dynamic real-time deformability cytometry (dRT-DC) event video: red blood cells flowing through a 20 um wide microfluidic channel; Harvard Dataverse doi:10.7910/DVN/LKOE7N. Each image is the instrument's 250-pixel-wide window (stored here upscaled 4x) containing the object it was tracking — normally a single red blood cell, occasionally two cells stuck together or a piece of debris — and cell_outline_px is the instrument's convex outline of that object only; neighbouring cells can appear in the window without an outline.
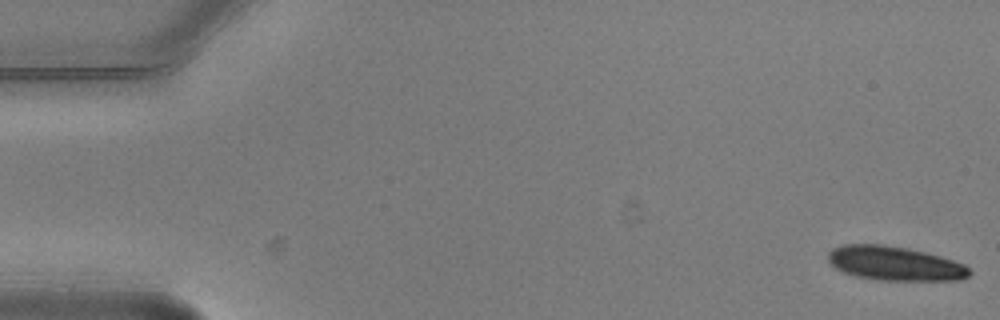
{"species": "common noctule bat (a hibernating species)", "species_latin": "Nyctalus noctula", "temperature_condition": "warm", "stored_images_in_passage": 6, "camera_frame_rate_fps": 3000, "um_per_image_px": 0.085, "animal": {"sex": "male", "body_mass_g": 20.5, "forearm_length_mm": 52.5}, "frame": {"image": 1, "passage_image": 1, "time_ms": 0.0, "image_size_px": [1000, 320], "cell_outline_px": [[972, 272], [968, 276], [960, 280], [880, 280], [856, 276], [844, 272], [836, 268], [828, 260], [828, 252], [832, 248], [844, 244], [884, 244], [908, 248], [940, 256], [964, 264]], "centroid_in_image_um": [76.04, 22.38], "position_along_channel_um": 9.0, "area_um2": 28.09}}
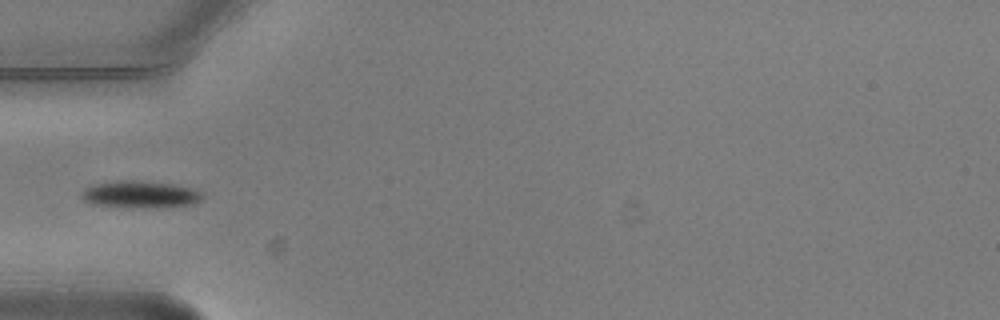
{"frame": {"image": 2, "passage_image": 6, "time_ms": 1.667, "image_size_px": [1000, 320], "cell_outline_px": [[204, 196], [200, 200], [192, 204], [144, 208], [132, 208], [96, 204], [84, 200], [80, 196], [84, 188], [96, 184], [116, 180], [136, 180], [172, 184], [192, 188], [200, 192]], "centroid_in_image_um": [11.9, 16.52], "position_along_channel_um": 73.1, "area_um2": 18.9}}